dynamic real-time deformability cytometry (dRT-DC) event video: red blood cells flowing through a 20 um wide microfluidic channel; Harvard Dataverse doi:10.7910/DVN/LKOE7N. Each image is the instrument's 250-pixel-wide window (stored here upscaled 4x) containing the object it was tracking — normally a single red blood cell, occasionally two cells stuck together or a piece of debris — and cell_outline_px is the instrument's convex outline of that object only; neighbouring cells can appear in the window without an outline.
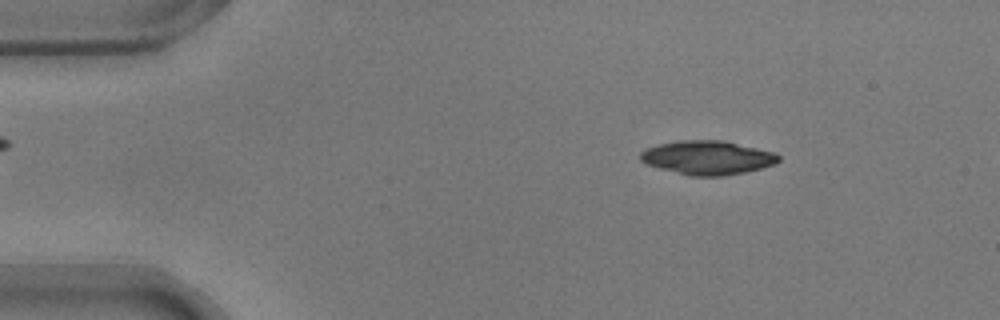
{"species": "common noctule bat (a hibernating species)", "species_latin": "Nyctalus noctula", "temperature_condition": "warm", "stored_images_in_passage": 8, "camera_frame_rate_fps": 3000, "um_per_image_px": 0.085, "animal": {"sex": "male", "body_mass_g": 17.9}, "frame": {"image": 1, "passage_image": 2, "time_ms": 0.333, "image_size_px": [1000, 320], "cell_outline_px": [[780, 160], [776, 164], [744, 172], [724, 176], [688, 176], [644, 164], [640, 160], [640, 152], [644, 148], [676, 140], [724, 140], [776, 152], [780, 156]], "centroid_in_image_um": [60.12, 13.39], "position_along_channel_um": 24.9, "area_um2": 27.69}}